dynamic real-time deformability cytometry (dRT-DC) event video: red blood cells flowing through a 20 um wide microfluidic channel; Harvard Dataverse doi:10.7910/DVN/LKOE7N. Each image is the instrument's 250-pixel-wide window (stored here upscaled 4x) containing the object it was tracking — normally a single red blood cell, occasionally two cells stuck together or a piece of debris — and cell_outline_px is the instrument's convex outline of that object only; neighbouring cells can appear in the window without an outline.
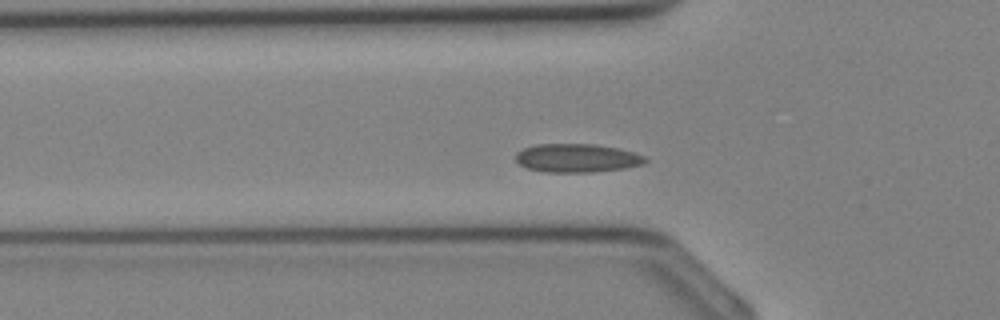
{"species": "Egyptian fruit bat (a non-hibernating species)", "species_latin": "Rousettus aegyptiacus", "temperature_condition": "cold", "stored_images_in_passage": 19, "camera_frame_rate_fps": 3000, "um_per_image_px": 0.085, "animal": {"sex": "female"}, "frame": {"image": 1, "passage_image": 2, "time_ms": 0.333, "image_size_px": [1000, 320], "cell_outline_px": [[648, 160], [644, 164], [624, 168], [592, 172], [544, 172], [528, 168], [520, 164], [516, 160], [516, 152], [524, 148], [536, 144], [596, 144], [620, 148], [644, 156]], "centroid_in_image_um": [49.05, 13.43], "position_along_channel_um": 76.7, "area_um2": 21.56}}
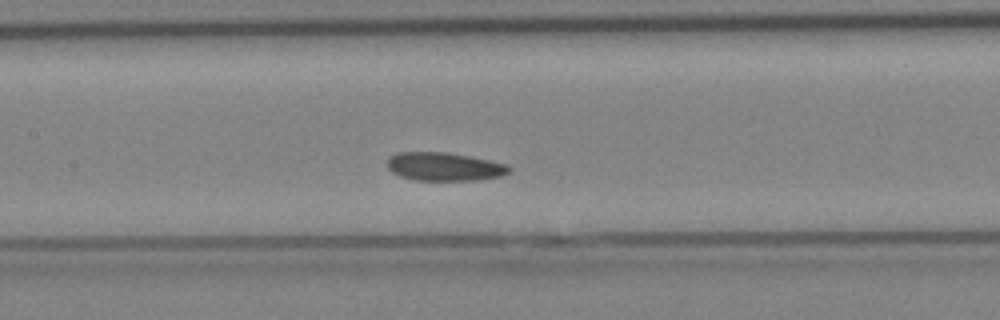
{"frame": {"image": 2, "passage_image": 7, "time_ms": 2.0, "image_size_px": [1000, 320], "cell_outline_px": [[512, 172], [504, 176], [480, 180], [416, 180], [400, 176], [392, 172], [388, 168], [388, 156], [396, 152], [448, 152], [508, 164], [512, 168]], "centroid_in_image_um": [37.81, 14.16], "position_along_channel_um": 169.6, "area_um2": 20.4}}
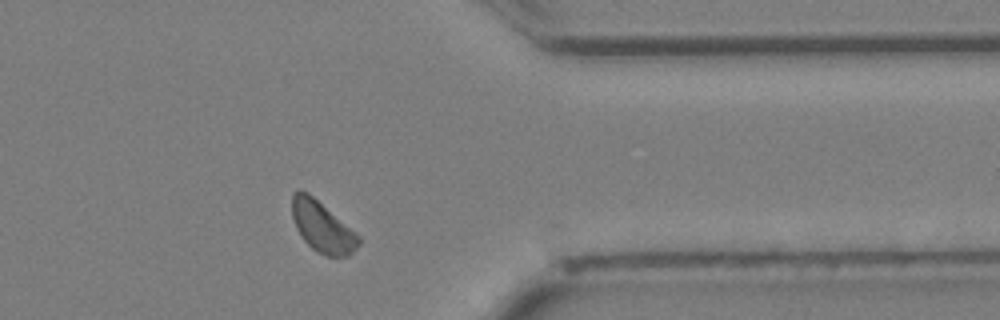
{"frame": {"image": 3, "passage_image": 19, "time_ms": 6.0, "image_size_px": [1000, 320], "cell_outline_px": [[360, 244], [348, 256], [328, 256], [316, 252], [304, 240], [296, 228], [292, 216], [292, 192], [300, 188], [308, 192], [356, 232], [360, 236]], "centroid_in_image_um": [27.38, 19.26], "position_along_channel_um": 384.0, "area_um2": 19.71}}